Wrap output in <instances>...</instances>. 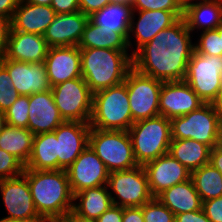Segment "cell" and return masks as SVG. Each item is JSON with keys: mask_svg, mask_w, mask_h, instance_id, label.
Instances as JSON below:
<instances>
[{"mask_svg": "<svg viewBox=\"0 0 222 222\" xmlns=\"http://www.w3.org/2000/svg\"><path fill=\"white\" fill-rule=\"evenodd\" d=\"M111 2L112 0H79V9L89 17Z\"/></svg>", "mask_w": 222, "mask_h": 222, "instance_id": "60d3db41", "label": "cell"}, {"mask_svg": "<svg viewBox=\"0 0 222 222\" xmlns=\"http://www.w3.org/2000/svg\"><path fill=\"white\" fill-rule=\"evenodd\" d=\"M220 145L222 146V132H221V143H220Z\"/></svg>", "mask_w": 222, "mask_h": 222, "instance_id": "680465c9", "label": "cell"}, {"mask_svg": "<svg viewBox=\"0 0 222 222\" xmlns=\"http://www.w3.org/2000/svg\"><path fill=\"white\" fill-rule=\"evenodd\" d=\"M25 165L14 155L0 148V180L20 176Z\"/></svg>", "mask_w": 222, "mask_h": 222, "instance_id": "8d00e7d4", "label": "cell"}, {"mask_svg": "<svg viewBox=\"0 0 222 222\" xmlns=\"http://www.w3.org/2000/svg\"><path fill=\"white\" fill-rule=\"evenodd\" d=\"M197 40L194 42V51L203 55L222 56L221 38L216 29L202 31Z\"/></svg>", "mask_w": 222, "mask_h": 222, "instance_id": "836d02e7", "label": "cell"}, {"mask_svg": "<svg viewBox=\"0 0 222 222\" xmlns=\"http://www.w3.org/2000/svg\"><path fill=\"white\" fill-rule=\"evenodd\" d=\"M0 192L6 211L4 218L27 222H45L37 213L27 178L21 174L0 180Z\"/></svg>", "mask_w": 222, "mask_h": 222, "instance_id": "7c38bea8", "label": "cell"}, {"mask_svg": "<svg viewBox=\"0 0 222 222\" xmlns=\"http://www.w3.org/2000/svg\"><path fill=\"white\" fill-rule=\"evenodd\" d=\"M72 193L107 185L109 171L97 154L88 145L66 169Z\"/></svg>", "mask_w": 222, "mask_h": 222, "instance_id": "4fadbf2b", "label": "cell"}, {"mask_svg": "<svg viewBox=\"0 0 222 222\" xmlns=\"http://www.w3.org/2000/svg\"><path fill=\"white\" fill-rule=\"evenodd\" d=\"M5 124H6L5 115L3 112H0V132L2 131Z\"/></svg>", "mask_w": 222, "mask_h": 222, "instance_id": "f5cc1de1", "label": "cell"}, {"mask_svg": "<svg viewBox=\"0 0 222 222\" xmlns=\"http://www.w3.org/2000/svg\"><path fill=\"white\" fill-rule=\"evenodd\" d=\"M34 136L28 128L5 124L0 132V148L26 165L32 153Z\"/></svg>", "mask_w": 222, "mask_h": 222, "instance_id": "4dcf8cb0", "label": "cell"}, {"mask_svg": "<svg viewBox=\"0 0 222 222\" xmlns=\"http://www.w3.org/2000/svg\"><path fill=\"white\" fill-rule=\"evenodd\" d=\"M202 209L211 222H222V196L203 201Z\"/></svg>", "mask_w": 222, "mask_h": 222, "instance_id": "f35d334b", "label": "cell"}, {"mask_svg": "<svg viewBox=\"0 0 222 222\" xmlns=\"http://www.w3.org/2000/svg\"><path fill=\"white\" fill-rule=\"evenodd\" d=\"M191 180L202 201L222 196V174L211 163L191 172Z\"/></svg>", "mask_w": 222, "mask_h": 222, "instance_id": "1f68e13d", "label": "cell"}, {"mask_svg": "<svg viewBox=\"0 0 222 222\" xmlns=\"http://www.w3.org/2000/svg\"><path fill=\"white\" fill-rule=\"evenodd\" d=\"M44 65L52 87L82 77L81 53L78 46L49 47Z\"/></svg>", "mask_w": 222, "mask_h": 222, "instance_id": "d6986e66", "label": "cell"}, {"mask_svg": "<svg viewBox=\"0 0 222 222\" xmlns=\"http://www.w3.org/2000/svg\"><path fill=\"white\" fill-rule=\"evenodd\" d=\"M35 209L45 222H57L73 210L72 193L66 170L24 168Z\"/></svg>", "mask_w": 222, "mask_h": 222, "instance_id": "7a4b0ae2", "label": "cell"}, {"mask_svg": "<svg viewBox=\"0 0 222 222\" xmlns=\"http://www.w3.org/2000/svg\"><path fill=\"white\" fill-rule=\"evenodd\" d=\"M122 222H144L142 206L124 207Z\"/></svg>", "mask_w": 222, "mask_h": 222, "instance_id": "f6af8a7d", "label": "cell"}, {"mask_svg": "<svg viewBox=\"0 0 222 222\" xmlns=\"http://www.w3.org/2000/svg\"><path fill=\"white\" fill-rule=\"evenodd\" d=\"M157 198L174 214L202 209L203 201L191 178L164 190Z\"/></svg>", "mask_w": 222, "mask_h": 222, "instance_id": "cb8c5ba5", "label": "cell"}, {"mask_svg": "<svg viewBox=\"0 0 222 222\" xmlns=\"http://www.w3.org/2000/svg\"><path fill=\"white\" fill-rule=\"evenodd\" d=\"M28 113V129L34 135L52 132L64 122L51 90L30 95Z\"/></svg>", "mask_w": 222, "mask_h": 222, "instance_id": "7402d4cb", "label": "cell"}, {"mask_svg": "<svg viewBox=\"0 0 222 222\" xmlns=\"http://www.w3.org/2000/svg\"><path fill=\"white\" fill-rule=\"evenodd\" d=\"M89 17L81 11L56 14L47 27L44 39L49 47L78 46Z\"/></svg>", "mask_w": 222, "mask_h": 222, "instance_id": "ffe728a7", "label": "cell"}, {"mask_svg": "<svg viewBox=\"0 0 222 222\" xmlns=\"http://www.w3.org/2000/svg\"><path fill=\"white\" fill-rule=\"evenodd\" d=\"M175 222H211L203 209L175 215Z\"/></svg>", "mask_w": 222, "mask_h": 222, "instance_id": "ee69618b", "label": "cell"}, {"mask_svg": "<svg viewBox=\"0 0 222 222\" xmlns=\"http://www.w3.org/2000/svg\"><path fill=\"white\" fill-rule=\"evenodd\" d=\"M212 105L222 119V86L217 94L216 99L212 102Z\"/></svg>", "mask_w": 222, "mask_h": 222, "instance_id": "681fc988", "label": "cell"}, {"mask_svg": "<svg viewBox=\"0 0 222 222\" xmlns=\"http://www.w3.org/2000/svg\"><path fill=\"white\" fill-rule=\"evenodd\" d=\"M211 148L194 139H172L168 153L190 172L210 162Z\"/></svg>", "mask_w": 222, "mask_h": 222, "instance_id": "83f0119b", "label": "cell"}, {"mask_svg": "<svg viewBox=\"0 0 222 222\" xmlns=\"http://www.w3.org/2000/svg\"><path fill=\"white\" fill-rule=\"evenodd\" d=\"M57 222H96L93 219H85L76 215L73 211L69 212L64 218Z\"/></svg>", "mask_w": 222, "mask_h": 222, "instance_id": "c3c4849f", "label": "cell"}, {"mask_svg": "<svg viewBox=\"0 0 222 222\" xmlns=\"http://www.w3.org/2000/svg\"><path fill=\"white\" fill-rule=\"evenodd\" d=\"M0 222H27V221H23V220H16V219H8V218H1Z\"/></svg>", "mask_w": 222, "mask_h": 222, "instance_id": "db71d44e", "label": "cell"}, {"mask_svg": "<svg viewBox=\"0 0 222 222\" xmlns=\"http://www.w3.org/2000/svg\"><path fill=\"white\" fill-rule=\"evenodd\" d=\"M11 31V20L0 16V59L4 56Z\"/></svg>", "mask_w": 222, "mask_h": 222, "instance_id": "b9f144b4", "label": "cell"}, {"mask_svg": "<svg viewBox=\"0 0 222 222\" xmlns=\"http://www.w3.org/2000/svg\"><path fill=\"white\" fill-rule=\"evenodd\" d=\"M107 186L112 203L123 208L140 207L153 198L143 166L110 172Z\"/></svg>", "mask_w": 222, "mask_h": 222, "instance_id": "9c48e42d", "label": "cell"}, {"mask_svg": "<svg viewBox=\"0 0 222 222\" xmlns=\"http://www.w3.org/2000/svg\"><path fill=\"white\" fill-rule=\"evenodd\" d=\"M49 46L43 35L10 31L4 56L26 63H44Z\"/></svg>", "mask_w": 222, "mask_h": 222, "instance_id": "44dd1931", "label": "cell"}, {"mask_svg": "<svg viewBox=\"0 0 222 222\" xmlns=\"http://www.w3.org/2000/svg\"><path fill=\"white\" fill-rule=\"evenodd\" d=\"M204 102L184 81L163 82L159 95V113L171 120L198 109Z\"/></svg>", "mask_w": 222, "mask_h": 222, "instance_id": "9a60e30c", "label": "cell"}, {"mask_svg": "<svg viewBox=\"0 0 222 222\" xmlns=\"http://www.w3.org/2000/svg\"><path fill=\"white\" fill-rule=\"evenodd\" d=\"M75 201H79L78 203ZM107 185L84 189L74 195L73 212L85 219L96 220L112 205Z\"/></svg>", "mask_w": 222, "mask_h": 222, "instance_id": "484cf974", "label": "cell"}, {"mask_svg": "<svg viewBox=\"0 0 222 222\" xmlns=\"http://www.w3.org/2000/svg\"><path fill=\"white\" fill-rule=\"evenodd\" d=\"M221 38V50H222V24L216 29Z\"/></svg>", "mask_w": 222, "mask_h": 222, "instance_id": "9f6ffc18", "label": "cell"}, {"mask_svg": "<svg viewBox=\"0 0 222 222\" xmlns=\"http://www.w3.org/2000/svg\"><path fill=\"white\" fill-rule=\"evenodd\" d=\"M144 222H175V215L157 198L142 206Z\"/></svg>", "mask_w": 222, "mask_h": 222, "instance_id": "e575fe53", "label": "cell"}, {"mask_svg": "<svg viewBox=\"0 0 222 222\" xmlns=\"http://www.w3.org/2000/svg\"><path fill=\"white\" fill-rule=\"evenodd\" d=\"M177 3L179 4V6L185 10L188 6L198 2V1H201V0H176Z\"/></svg>", "mask_w": 222, "mask_h": 222, "instance_id": "f907efd6", "label": "cell"}, {"mask_svg": "<svg viewBox=\"0 0 222 222\" xmlns=\"http://www.w3.org/2000/svg\"><path fill=\"white\" fill-rule=\"evenodd\" d=\"M183 18L191 33L217 29L222 24V5L215 0H201L188 6Z\"/></svg>", "mask_w": 222, "mask_h": 222, "instance_id": "d4e9b609", "label": "cell"}, {"mask_svg": "<svg viewBox=\"0 0 222 222\" xmlns=\"http://www.w3.org/2000/svg\"><path fill=\"white\" fill-rule=\"evenodd\" d=\"M134 158L139 166L167 154L171 143V121L156 116L133 123L128 130Z\"/></svg>", "mask_w": 222, "mask_h": 222, "instance_id": "5b68a950", "label": "cell"}, {"mask_svg": "<svg viewBox=\"0 0 222 222\" xmlns=\"http://www.w3.org/2000/svg\"><path fill=\"white\" fill-rule=\"evenodd\" d=\"M7 69L0 63V112H5L19 97Z\"/></svg>", "mask_w": 222, "mask_h": 222, "instance_id": "d590c367", "label": "cell"}, {"mask_svg": "<svg viewBox=\"0 0 222 222\" xmlns=\"http://www.w3.org/2000/svg\"><path fill=\"white\" fill-rule=\"evenodd\" d=\"M132 12L131 5L112 1L101 10L90 15L89 20L99 27L121 33L127 39Z\"/></svg>", "mask_w": 222, "mask_h": 222, "instance_id": "4316f807", "label": "cell"}, {"mask_svg": "<svg viewBox=\"0 0 222 222\" xmlns=\"http://www.w3.org/2000/svg\"><path fill=\"white\" fill-rule=\"evenodd\" d=\"M133 11H170L184 12L176 0H133Z\"/></svg>", "mask_w": 222, "mask_h": 222, "instance_id": "74e56055", "label": "cell"}, {"mask_svg": "<svg viewBox=\"0 0 222 222\" xmlns=\"http://www.w3.org/2000/svg\"><path fill=\"white\" fill-rule=\"evenodd\" d=\"M133 122L159 116V95L163 81L132 68L125 80Z\"/></svg>", "mask_w": 222, "mask_h": 222, "instance_id": "8fae6325", "label": "cell"}, {"mask_svg": "<svg viewBox=\"0 0 222 222\" xmlns=\"http://www.w3.org/2000/svg\"><path fill=\"white\" fill-rule=\"evenodd\" d=\"M143 167L153 197L191 178V172L169 153L148 162Z\"/></svg>", "mask_w": 222, "mask_h": 222, "instance_id": "ac0fdd59", "label": "cell"}, {"mask_svg": "<svg viewBox=\"0 0 222 222\" xmlns=\"http://www.w3.org/2000/svg\"><path fill=\"white\" fill-rule=\"evenodd\" d=\"M191 35L184 18H180L132 55L133 68L163 82L184 80L194 51Z\"/></svg>", "mask_w": 222, "mask_h": 222, "instance_id": "6da1fadb", "label": "cell"}, {"mask_svg": "<svg viewBox=\"0 0 222 222\" xmlns=\"http://www.w3.org/2000/svg\"><path fill=\"white\" fill-rule=\"evenodd\" d=\"M25 168L58 170L57 138L54 131L34 136L32 153Z\"/></svg>", "mask_w": 222, "mask_h": 222, "instance_id": "f1b7e54d", "label": "cell"}, {"mask_svg": "<svg viewBox=\"0 0 222 222\" xmlns=\"http://www.w3.org/2000/svg\"><path fill=\"white\" fill-rule=\"evenodd\" d=\"M51 8L56 14H67L80 11L79 0H52Z\"/></svg>", "mask_w": 222, "mask_h": 222, "instance_id": "ab89813d", "label": "cell"}, {"mask_svg": "<svg viewBox=\"0 0 222 222\" xmlns=\"http://www.w3.org/2000/svg\"><path fill=\"white\" fill-rule=\"evenodd\" d=\"M89 146L109 172L129 170L138 166L128 131L91 128Z\"/></svg>", "mask_w": 222, "mask_h": 222, "instance_id": "52a82bcc", "label": "cell"}, {"mask_svg": "<svg viewBox=\"0 0 222 222\" xmlns=\"http://www.w3.org/2000/svg\"><path fill=\"white\" fill-rule=\"evenodd\" d=\"M222 174V146L218 145L211 149L210 162Z\"/></svg>", "mask_w": 222, "mask_h": 222, "instance_id": "7dc6e473", "label": "cell"}, {"mask_svg": "<svg viewBox=\"0 0 222 222\" xmlns=\"http://www.w3.org/2000/svg\"><path fill=\"white\" fill-rule=\"evenodd\" d=\"M133 123L125 82L93 94L91 128L128 131Z\"/></svg>", "mask_w": 222, "mask_h": 222, "instance_id": "277c9868", "label": "cell"}, {"mask_svg": "<svg viewBox=\"0 0 222 222\" xmlns=\"http://www.w3.org/2000/svg\"><path fill=\"white\" fill-rule=\"evenodd\" d=\"M184 81L204 103H212L222 86V56L193 51Z\"/></svg>", "mask_w": 222, "mask_h": 222, "instance_id": "ba28073f", "label": "cell"}, {"mask_svg": "<svg viewBox=\"0 0 222 222\" xmlns=\"http://www.w3.org/2000/svg\"><path fill=\"white\" fill-rule=\"evenodd\" d=\"M28 3L43 5V6H51L52 0H25Z\"/></svg>", "mask_w": 222, "mask_h": 222, "instance_id": "816d5d0a", "label": "cell"}, {"mask_svg": "<svg viewBox=\"0 0 222 222\" xmlns=\"http://www.w3.org/2000/svg\"><path fill=\"white\" fill-rule=\"evenodd\" d=\"M114 49L85 48L81 53V74L94 94L124 82L133 68L132 54Z\"/></svg>", "mask_w": 222, "mask_h": 222, "instance_id": "3957f363", "label": "cell"}, {"mask_svg": "<svg viewBox=\"0 0 222 222\" xmlns=\"http://www.w3.org/2000/svg\"><path fill=\"white\" fill-rule=\"evenodd\" d=\"M0 63L7 69L19 95L30 96L51 90L44 63H26L11 59H0Z\"/></svg>", "mask_w": 222, "mask_h": 222, "instance_id": "e0dca14e", "label": "cell"}, {"mask_svg": "<svg viewBox=\"0 0 222 222\" xmlns=\"http://www.w3.org/2000/svg\"><path fill=\"white\" fill-rule=\"evenodd\" d=\"M20 0H0V16L11 20Z\"/></svg>", "mask_w": 222, "mask_h": 222, "instance_id": "bcb514c9", "label": "cell"}, {"mask_svg": "<svg viewBox=\"0 0 222 222\" xmlns=\"http://www.w3.org/2000/svg\"><path fill=\"white\" fill-rule=\"evenodd\" d=\"M170 121L172 139H194L211 149L221 143L222 119L212 103Z\"/></svg>", "mask_w": 222, "mask_h": 222, "instance_id": "8992f818", "label": "cell"}, {"mask_svg": "<svg viewBox=\"0 0 222 222\" xmlns=\"http://www.w3.org/2000/svg\"><path fill=\"white\" fill-rule=\"evenodd\" d=\"M78 47L129 51L127 39L121 33L99 27L90 20L85 25Z\"/></svg>", "mask_w": 222, "mask_h": 222, "instance_id": "f546056e", "label": "cell"}, {"mask_svg": "<svg viewBox=\"0 0 222 222\" xmlns=\"http://www.w3.org/2000/svg\"><path fill=\"white\" fill-rule=\"evenodd\" d=\"M54 103L64 121L89 123L93 93L83 77L67 80L51 88Z\"/></svg>", "mask_w": 222, "mask_h": 222, "instance_id": "30bf717a", "label": "cell"}, {"mask_svg": "<svg viewBox=\"0 0 222 222\" xmlns=\"http://www.w3.org/2000/svg\"><path fill=\"white\" fill-rule=\"evenodd\" d=\"M113 2L125 3L132 6L133 0H112Z\"/></svg>", "mask_w": 222, "mask_h": 222, "instance_id": "11a10c76", "label": "cell"}, {"mask_svg": "<svg viewBox=\"0 0 222 222\" xmlns=\"http://www.w3.org/2000/svg\"><path fill=\"white\" fill-rule=\"evenodd\" d=\"M89 123L64 121L55 130L58 170H66L89 145Z\"/></svg>", "mask_w": 222, "mask_h": 222, "instance_id": "2e32d148", "label": "cell"}, {"mask_svg": "<svg viewBox=\"0 0 222 222\" xmlns=\"http://www.w3.org/2000/svg\"><path fill=\"white\" fill-rule=\"evenodd\" d=\"M183 14L184 12H170L163 10L133 11L129 35L127 38L129 48L132 47L131 49H133L134 45L132 44H135L136 46L133 50L130 49V51H132L131 54L133 55L140 47L150 42L160 31L175 24L183 17ZM136 15L138 16L137 20L135 17ZM131 41H133V43Z\"/></svg>", "mask_w": 222, "mask_h": 222, "instance_id": "5bb4252c", "label": "cell"}, {"mask_svg": "<svg viewBox=\"0 0 222 222\" xmlns=\"http://www.w3.org/2000/svg\"><path fill=\"white\" fill-rule=\"evenodd\" d=\"M215 1H217L219 4L222 5V0H215Z\"/></svg>", "mask_w": 222, "mask_h": 222, "instance_id": "6f0895ef", "label": "cell"}, {"mask_svg": "<svg viewBox=\"0 0 222 222\" xmlns=\"http://www.w3.org/2000/svg\"><path fill=\"white\" fill-rule=\"evenodd\" d=\"M123 207L112 204L110 208L99 216L96 222H122Z\"/></svg>", "mask_w": 222, "mask_h": 222, "instance_id": "7bdbcfd3", "label": "cell"}, {"mask_svg": "<svg viewBox=\"0 0 222 222\" xmlns=\"http://www.w3.org/2000/svg\"><path fill=\"white\" fill-rule=\"evenodd\" d=\"M29 96L20 95L18 99L4 112L6 124L28 128Z\"/></svg>", "mask_w": 222, "mask_h": 222, "instance_id": "d6a6232c", "label": "cell"}, {"mask_svg": "<svg viewBox=\"0 0 222 222\" xmlns=\"http://www.w3.org/2000/svg\"><path fill=\"white\" fill-rule=\"evenodd\" d=\"M56 12L51 6H43L20 0L11 18V31L44 35L55 19Z\"/></svg>", "mask_w": 222, "mask_h": 222, "instance_id": "603a6c76", "label": "cell"}]
</instances>
